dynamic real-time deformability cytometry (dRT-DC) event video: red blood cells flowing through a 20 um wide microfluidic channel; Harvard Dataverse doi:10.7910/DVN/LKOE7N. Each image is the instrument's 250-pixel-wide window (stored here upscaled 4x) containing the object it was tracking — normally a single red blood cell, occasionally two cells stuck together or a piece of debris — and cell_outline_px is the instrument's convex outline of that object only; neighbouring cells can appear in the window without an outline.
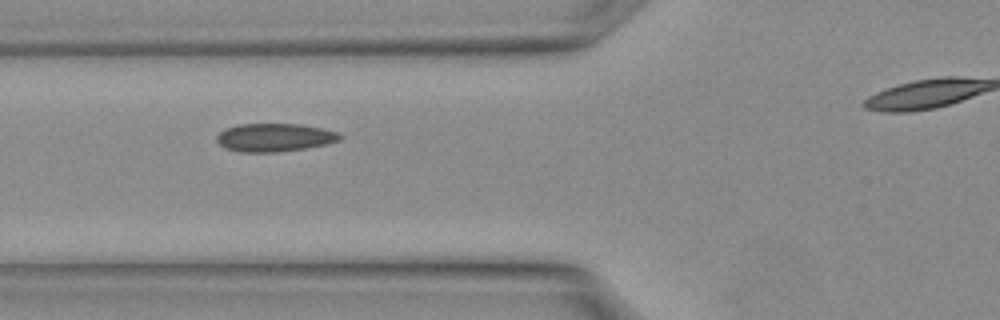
{"species": "Egyptian fruit bat (a non-hibernating species)", "species_latin": "Rousettus aegyptiacus", "temperature_condition": "warm", "stored_images_in_passage": 14, "camera_frame_rate_fps": 3000, "um_per_image_px": 0.085, "animal": {"sex": "female"}, "frame": {"image": 1, "passage_image": 3, "time_ms": 0.667, "image_size_px": [1000, 320], "cell_outline_px": [[344, 136], [340, 140], [324, 144], [304, 148], [276, 152], [240, 152], [224, 148], [216, 140], [216, 136], [224, 128], [236, 124], [300, 124], [320, 128], [336, 132]], "centroid_in_image_um": [23.28, 11.68], "position_along_channel_um": 102.5, "area_um2": 20.17}}
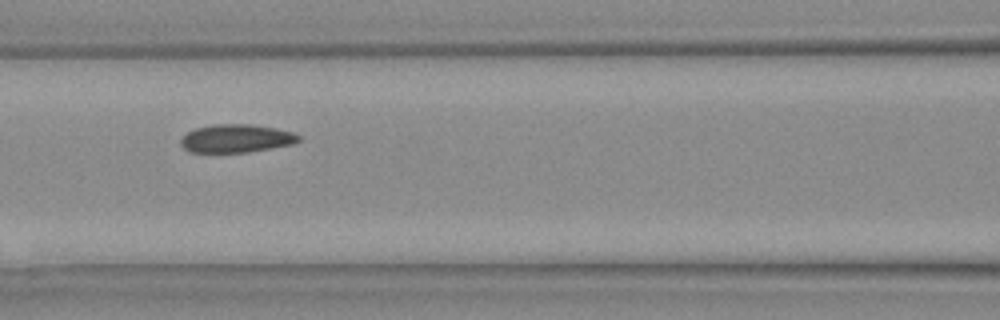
{"frame": {"image": 2, "passage_image": 5, "time_ms": 1.333, "image_size_px": [1000, 320], "cell_outline_px": [[300, 140], [292, 144], [272, 148], [248, 152], [192, 152], [184, 148], [180, 144], [180, 140], [188, 132], [196, 128], [216, 124], [248, 124], [276, 128], [292, 132], [300, 136]], "centroid_in_image_um": [20.09, 11.77], "position_along_channel_um": 146.5, "area_um2": 19.19}}